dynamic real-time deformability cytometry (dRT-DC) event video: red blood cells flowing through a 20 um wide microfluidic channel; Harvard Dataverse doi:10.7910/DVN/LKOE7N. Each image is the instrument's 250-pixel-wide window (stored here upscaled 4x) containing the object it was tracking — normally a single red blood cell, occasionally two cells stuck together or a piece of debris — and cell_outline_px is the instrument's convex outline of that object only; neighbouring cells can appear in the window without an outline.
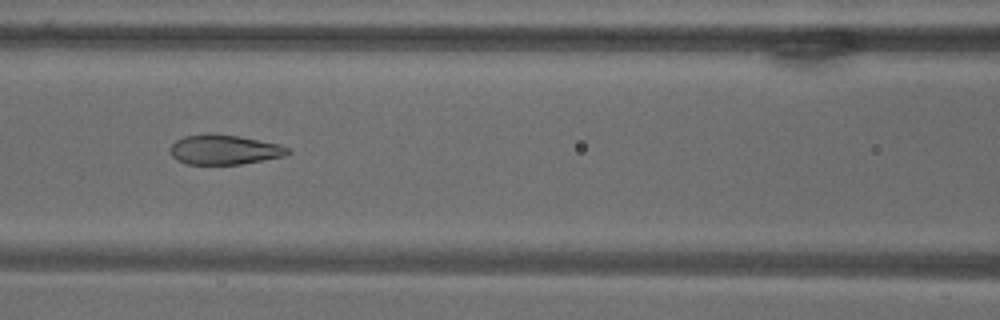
{"species": "common noctule bat (a hibernating species)", "species_latin": "Nyctalus noctula", "temperature_condition": "warm", "stored_images_in_passage": 9, "camera_frame_rate_fps": 3000, "um_per_image_px": 0.085, "animal": {"sex": "male", "body_mass_g": 18.8}, "frame": {"image": 1, "passage_image": 9, "time_ms": 9.667, "image_size_px": [1000, 320], "cell_outline_px": [[292, 152], [284, 156], [240, 164], [188, 164], [176, 160], [168, 152], [168, 148], [176, 140], [184, 136], [208, 132], [240, 136], [280, 144], [288, 148]], "centroid_in_image_um": [19.02, 12.7], "position_along_channel_um": 147.6, "area_um2": 20.69}}